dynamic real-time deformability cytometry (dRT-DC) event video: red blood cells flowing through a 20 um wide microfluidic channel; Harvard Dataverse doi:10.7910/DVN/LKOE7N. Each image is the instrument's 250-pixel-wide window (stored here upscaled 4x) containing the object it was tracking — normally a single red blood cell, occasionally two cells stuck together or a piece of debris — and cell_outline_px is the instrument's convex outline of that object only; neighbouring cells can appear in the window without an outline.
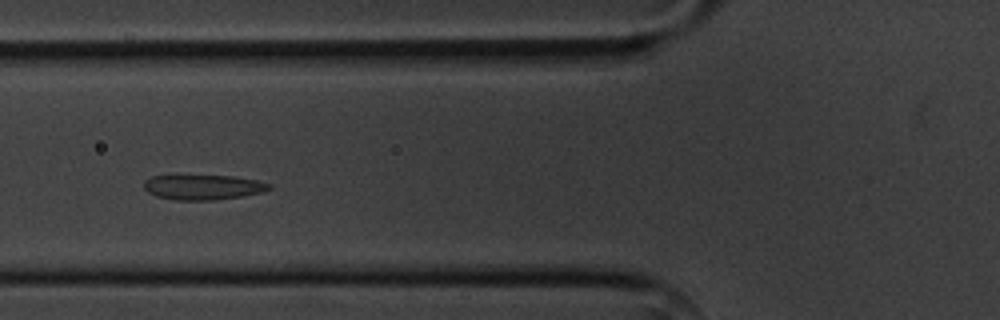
{"species": "common noctule bat (a hibernating species)", "species_latin": "Nyctalus noctula", "temperature_condition": "cold", "stored_images_in_passage": 14, "camera_frame_rate_fps": 3000, "um_per_image_px": 0.085, "animal": {"sex": "male", "body_mass_g": 20.1, "forearm_length_mm": 53.5}, "frame": {"image": 1, "passage_image": 5, "time_ms": 5.667, "image_size_px": [1000, 320], "cell_outline_px": [[272, 188], [264, 192], [244, 196], [212, 200], [176, 200], [156, 196], [148, 192], [144, 188], [144, 180], [152, 176], [232, 176], [256, 180], [272, 184]], "centroid_in_image_um": [17.29, 15.92], "position_along_channel_um": 108.5, "area_um2": 18.21}}
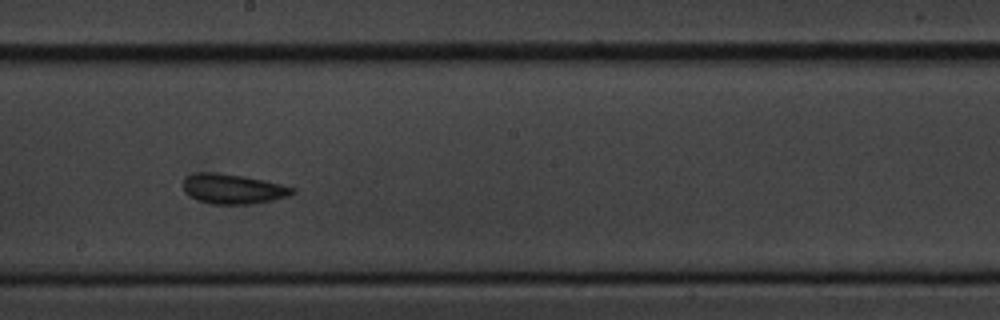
{"frame": {"image": 2, "passage_image": 8, "time_ms": 9.0, "image_size_px": [1000, 320], "cell_outline_px": [[296, 192], [288, 196], [272, 200], [252, 204], [212, 204], [196, 200], [184, 192], [184, 176], [196, 172], [216, 172], [244, 176], [264, 180], [296, 188]], "centroid_in_image_um": [19.78, 16.05], "position_along_channel_um": 228.4, "area_um2": 19.19}}
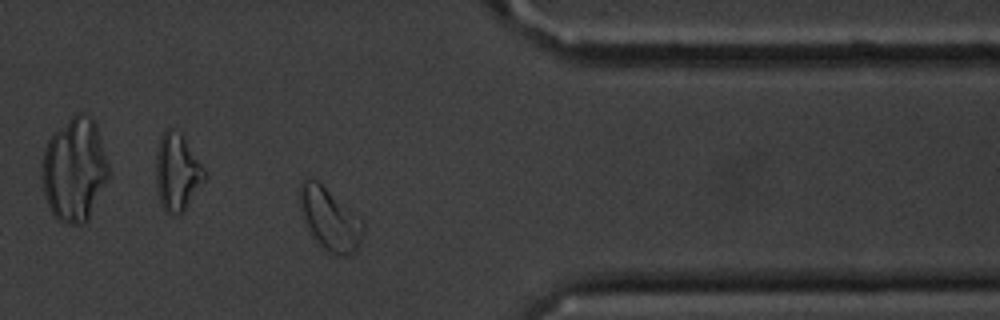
{"frame": {"image": 3, "passage_image": 12, "time_ms": 13.667, "image_size_px": [1000, 320], "cell_outline_px": [[364, 228], [360, 244], [356, 252], [348, 256], [340, 256], [320, 248], [308, 232], [300, 216], [300, 184], [304, 176], [312, 176], [364, 220]], "centroid_in_image_um": [28.0, 18.63], "position_along_channel_um": 383.4, "area_um2": 23.87}, "authors_computed_cell_mechanics": {"area_um2": 19.2185, "velocity_mm_per_s": 3.587, "shape_relaxation_time_tau1_ms": 2.4033, "shape_relaxation_time_tau2_ms": 1.6033, "deformation_change_tau1": 0.1044, "deformation_change_tau2": 0.0503}}